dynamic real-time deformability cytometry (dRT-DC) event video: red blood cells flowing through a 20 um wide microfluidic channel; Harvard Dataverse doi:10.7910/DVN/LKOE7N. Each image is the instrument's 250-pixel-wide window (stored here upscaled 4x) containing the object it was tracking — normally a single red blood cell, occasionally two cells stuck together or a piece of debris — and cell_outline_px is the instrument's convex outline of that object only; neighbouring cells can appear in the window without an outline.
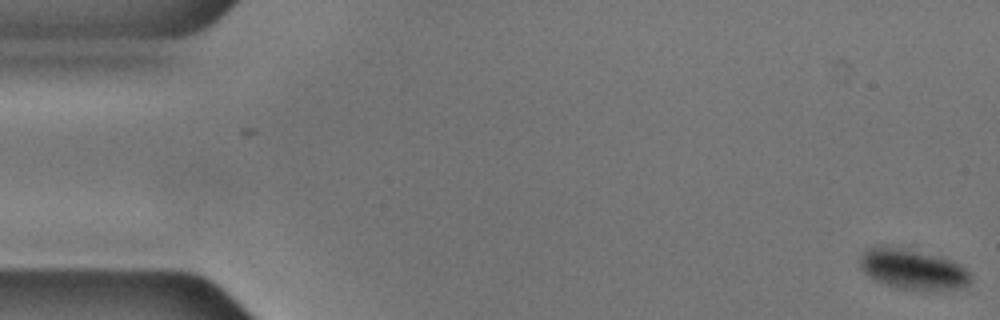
{"species": "common noctule bat (a hibernating species)", "species_latin": "Nyctalus noctula", "temperature_condition": "cold", "stored_images_in_passage": 57, "segment_of_instrument_passage": [1, 2], "camera_frame_rate_fps": 3000, "um_per_image_px": 0.085, "animal": {"sex": "male", "body_mass_g": 17.9, "forearm_length_mm": 54.2}, "frame": {"image": 1, "passage_image": 1, "time_ms": 0.0, "image_size_px": [1000, 320], "cell_outline_px": [[972, 280], [964, 288], [928, 292], [920, 292], [896, 288], [876, 280], [868, 276], [860, 268], [860, 256], [868, 248], [888, 248], [912, 252], [944, 260], [956, 264], [964, 268], [972, 276]], "centroid_in_image_um": [77.6, 23.01], "position_along_channel_um": 7.4, "area_um2": 25.09}}
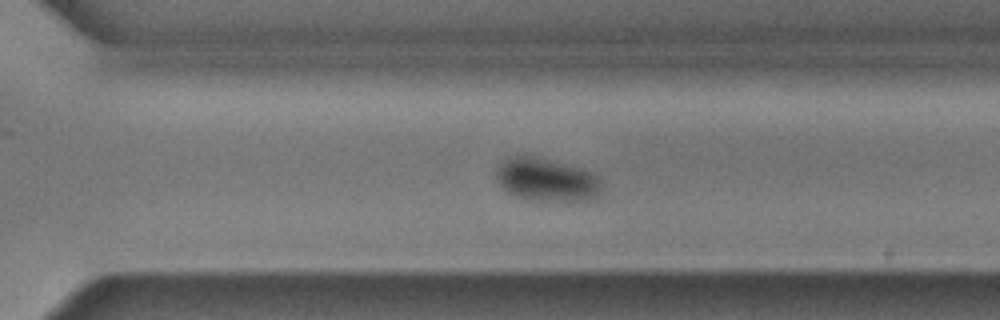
{"frame": {"image": 2, "passage_image": 39, "time_ms": 12.667, "image_size_px": [1000, 320], "cell_outline_px": [[600, 192], [596, 196], [584, 200], [532, 200], [508, 192], [500, 184], [496, 176], [496, 172], [500, 164], [508, 156], [528, 156], [580, 168], [592, 172], [600, 180]], "centroid_in_image_um": [46.44, 15.28], "position_along_channel_um": 324.2, "area_um2": 25.55}}
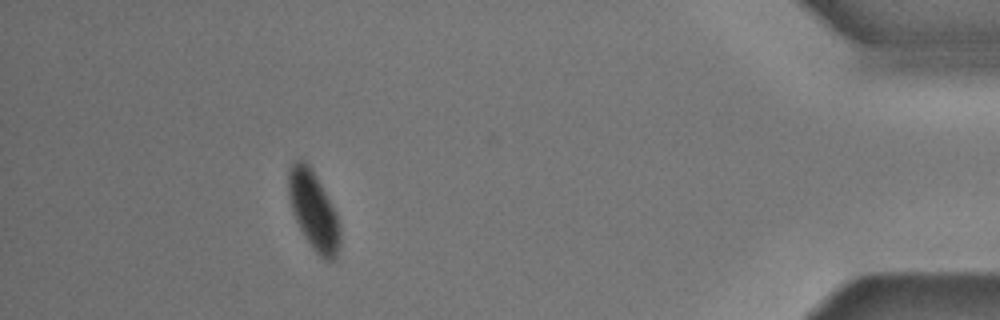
{"frame": {"image": 3, "passage_image": 51, "time_ms": 16.667, "image_size_px": [1000, 320], "cell_outline_px": [[340, 248], [336, 256], [332, 260], [328, 260], [320, 256], [312, 248], [304, 236], [296, 220], [288, 196], [288, 168], [300, 156], [312, 168], [336, 212], [340, 224]], "centroid_in_image_um": [26.65, 17.86], "position_along_channel_um": 408.5, "area_um2": 23.58}}